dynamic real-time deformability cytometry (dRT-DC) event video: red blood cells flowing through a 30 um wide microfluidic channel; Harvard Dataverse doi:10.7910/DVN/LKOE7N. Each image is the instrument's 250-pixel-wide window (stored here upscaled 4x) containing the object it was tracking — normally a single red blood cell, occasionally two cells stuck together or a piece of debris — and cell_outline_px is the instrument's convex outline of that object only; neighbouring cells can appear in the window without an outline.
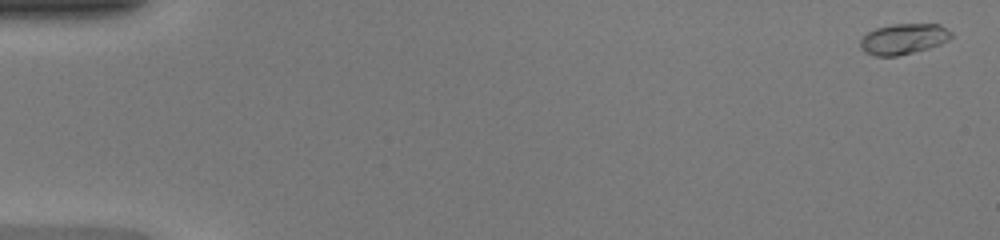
{"species": "common noctule bat (a hibernating species)", "species_latin": "Nyctalus noctula", "temperature_condition": "warm", "stored_images_in_passage": 49, "camera_frame_rate_fps": 3000, "um_per_image_px": 0.085, "animal": {"sex": "female", "body_mass_g": 20.0, "forearm_length_mm": 54.0}, "frame": {"image": 1, "passage_image": 2, "time_ms": 0.333, "image_size_px": [1000, 240], "cell_outline_px": [[952, 36], [948, 40], [940, 44], [928, 48], [896, 56], [876, 56], [864, 52], [860, 48], [860, 40], [868, 32], [876, 28], [892, 24], [940, 24], [952, 32]], "centroid_in_image_um": [76.79, 3.3], "position_along_channel_um": 8.2, "area_um2": 16.18}}
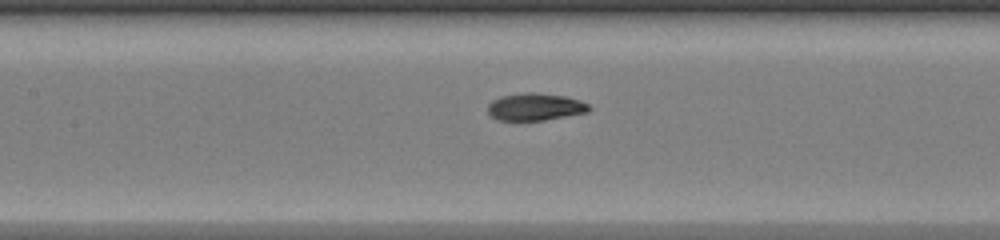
{"frame": {"image": 2, "passage_image": 24, "time_ms": 7.667, "image_size_px": [1000, 240], "cell_outline_px": [[592, 108], [588, 112], [544, 120], [496, 120], [488, 112], [488, 104], [492, 100], [500, 96], [524, 92], [536, 92], [564, 96], [580, 100], [588, 104]], "centroid_in_image_um": [45.48, 9.07], "position_along_channel_um": 161.9, "area_um2": 16.18}}
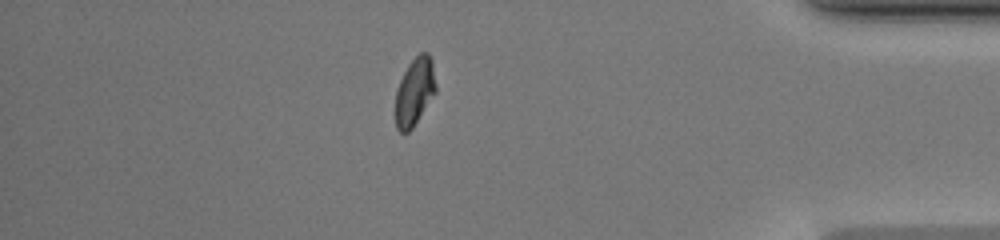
{"frame": {"image": 3, "passage_image": 43, "time_ms": 14.0, "image_size_px": [1000, 240], "cell_outline_px": [[436, 92], [412, 128], [408, 132], [400, 132], [396, 128], [396, 92], [400, 80], [408, 64], [420, 52], [428, 52], [432, 60], [436, 84]], "centroid_in_image_um": [35.25, 7.77], "position_along_channel_um": 399.9, "area_um2": 15.84}, "authors_computed_cell_mechanics": {"area_um2": 16.184, "velocity_mm_per_s": 4.3035, "shape_relaxation_time_tau1_ms": 2.9594, "shape_relaxation_time_tau2_ms": 1.7805, "deformation_change_tau1": 0.1761, "deformation_change_tau2": 0.0211}}